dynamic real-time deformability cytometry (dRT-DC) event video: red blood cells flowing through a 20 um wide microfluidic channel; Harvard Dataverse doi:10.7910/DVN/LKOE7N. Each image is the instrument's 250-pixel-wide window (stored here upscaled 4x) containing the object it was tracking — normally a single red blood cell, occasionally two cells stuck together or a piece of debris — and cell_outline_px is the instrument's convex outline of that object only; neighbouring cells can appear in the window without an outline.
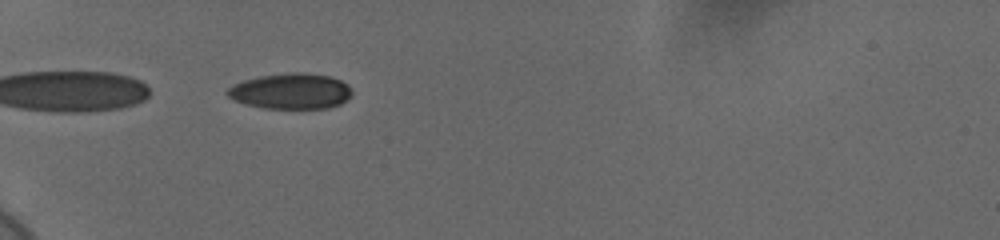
{"species": "human", "species_latin": "Homo sapiens", "temperature_condition": "cold", "stored_images_in_passage": 38, "camera_frame_rate_fps": 3000, "um_per_image_px": 0.085, "donor": {"sex": "female"}, "frame": {"image": 1, "passage_image": 1, "time_ms": 0.0, "image_size_px": [1000, 240], "cell_outline_px": [[352, 96], [348, 100], [340, 104], [328, 108], [264, 108], [248, 104], [236, 100], [228, 96], [224, 92], [228, 88], [244, 80], [260, 76], [288, 72], [304, 72], [332, 76], [348, 84], [352, 92]], "centroid_in_image_um": [24.78, 7.74], "position_along_channel_um": 60.2, "area_um2": 25.95}}
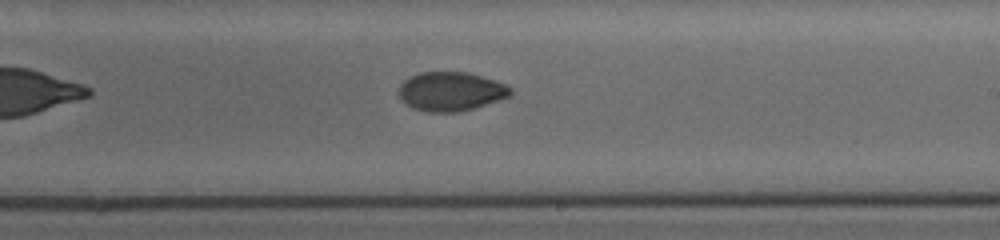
{"frame": {"image": 2, "passage_image": 18, "time_ms": 5.667, "image_size_px": [1000, 240], "cell_outline_px": [[512, 92], [508, 96], [500, 100], [472, 108], [456, 112], [428, 112], [412, 108], [400, 96], [400, 84], [408, 76], [420, 72], [468, 72], [496, 80], [512, 88]], "centroid_in_image_um": [38.33, 7.76], "position_along_channel_um": 250.7, "area_um2": 25.26}}
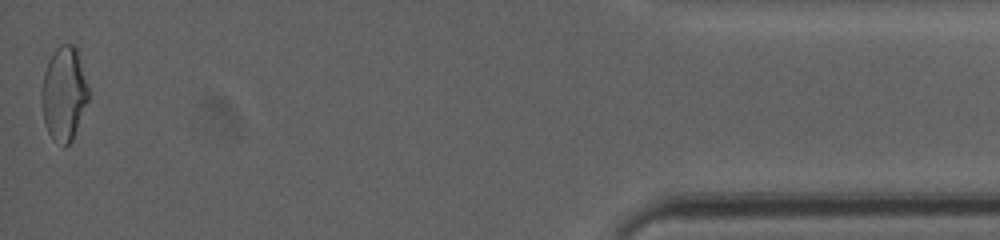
{"frame": {"image": 3, "passage_image": 38, "time_ms": 12.333, "image_size_px": [1000, 240], "cell_outline_px": [[88, 100], [72, 140], [64, 148], [48, 132], [44, 124], [40, 100], [40, 92], [44, 72], [48, 60], [56, 48], [60, 44], [76, 44], [88, 88]], "centroid_in_image_um": [5.41, 7.94], "position_along_channel_um": 429.8, "area_um2": 25.78}, "authors_computed_cell_mechanics": {"area_um2": 25.8077, "velocity_mm_per_s": 3.684, "shape_relaxation_time_tau1_ms": 9.0911, "shape_relaxation_time_tau2_ms": 1.9251, "deformation_change_tau1": 0.2044, "deformation_change_tau2": 0.0495}}